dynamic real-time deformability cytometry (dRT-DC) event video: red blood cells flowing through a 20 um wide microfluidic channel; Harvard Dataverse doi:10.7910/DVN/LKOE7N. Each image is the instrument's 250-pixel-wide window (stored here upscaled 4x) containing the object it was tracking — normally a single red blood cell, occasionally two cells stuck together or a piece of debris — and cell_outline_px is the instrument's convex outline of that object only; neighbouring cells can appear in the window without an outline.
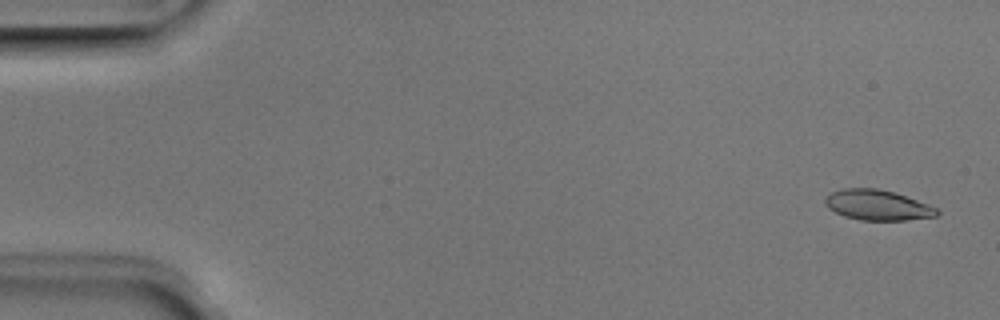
{"species": "Egyptian fruit bat (a non-hibernating species)", "species_latin": "Rousettus aegyptiacus", "temperature_condition": "room temperature", "stored_images_in_passage": 5, "camera_frame_rate_fps": 3000, "um_per_image_px": 0.085, "animal": {"sex": "male"}, "frame": {"image": 1, "passage_image": 1, "time_ms": 0.0, "image_size_px": [1000, 320], "cell_outline_px": [[940, 212], [936, 216], [908, 220], [860, 220], [844, 216], [828, 208], [824, 204], [824, 200], [832, 192], [844, 188], [876, 188], [896, 192], [928, 204], [936, 208]], "centroid_in_image_um": [74.59, 17.43], "position_along_channel_um": 10.4, "area_um2": 19.77}}